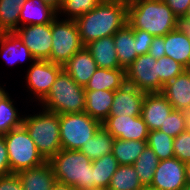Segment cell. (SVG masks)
Wrapping results in <instances>:
<instances>
[{
    "label": "cell",
    "instance_id": "cell-1",
    "mask_svg": "<svg viewBox=\"0 0 190 190\" xmlns=\"http://www.w3.org/2000/svg\"><path fill=\"white\" fill-rule=\"evenodd\" d=\"M75 21L85 46L93 40L113 36L123 28L128 21V4L101 1Z\"/></svg>",
    "mask_w": 190,
    "mask_h": 190
},
{
    "label": "cell",
    "instance_id": "cell-2",
    "mask_svg": "<svg viewBox=\"0 0 190 190\" xmlns=\"http://www.w3.org/2000/svg\"><path fill=\"white\" fill-rule=\"evenodd\" d=\"M127 24L160 37L178 28L180 20L163 0H131Z\"/></svg>",
    "mask_w": 190,
    "mask_h": 190
},
{
    "label": "cell",
    "instance_id": "cell-3",
    "mask_svg": "<svg viewBox=\"0 0 190 190\" xmlns=\"http://www.w3.org/2000/svg\"><path fill=\"white\" fill-rule=\"evenodd\" d=\"M48 162L57 181L78 190L95 188L92 161L80 150L61 149Z\"/></svg>",
    "mask_w": 190,
    "mask_h": 190
},
{
    "label": "cell",
    "instance_id": "cell-4",
    "mask_svg": "<svg viewBox=\"0 0 190 190\" xmlns=\"http://www.w3.org/2000/svg\"><path fill=\"white\" fill-rule=\"evenodd\" d=\"M40 104L42 109L57 114L82 113L86 105L85 89L63 69Z\"/></svg>",
    "mask_w": 190,
    "mask_h": 190
},
{
    "label": "cell",
    "instance_id": "cell-5",
    "mask_svg": "<svg viewBox=\"0 0 190 190\" xmlns=\"http://www.w3.org/2000/svg\"><path fill=\"white\" fill-rule=\"evenodd\" d=\"M41 112L23 117V126L33 139L38 152L48 161L61 149L60 114L41 109Z\"/></svg>",
    "mask_w": 190,
    "mask_h": 190
},
{
    "label": "cell",
    "instance_id": "cell-6",
    "mask_svg": "<svg viewBox=\"0 0 190 190\" xmlns=\"http://www.w3.org/2000/svg\"><path fill=\"white\" fill-rule=\"evenodd\" d=\"M4 140L7 146L11 173L17 174L46 162L23 125L5 134Z\"/></svg>",
    "mask_w": 190,
    "mask_h": 190
},
{
    "label": "cell",
    "instance_id": "cell-7",
    "mask_svg": "<svg viewBox=\"0 0 190 190\" xmlns=\"http://www.w3.org/2000/svg\"><path fill=\"white\" fill-rule=\"evenodd\" d=\"M102 124L86 112L60 114V142L62 149L80 150Z\"/></svg>",
    "mask_w": 190,
    "mask_h": 190
},
{
    "label": "cell",
    "instance_id": "cell-8",
    "mask_svg": "<svg viewBox=\"0 0 190 190\" xmlns=\"http://www.w3.org/2000/svg\"><path fill=\"white\" fill-rule=\"evenodd\" d=\"M59 15L51 23L52 49L50 62L64 65L84 45L81 42L75 20L61 19Z\"/></svg>",
    "mask_w": 190,
    "mask_h": 190
},
{
    "label": "cell",
    "instance_id": "cell-9",
    "mask_svg": "<svg viewBox=\"0 0 190 190\" xmlns=\"http://www.w3.org/2000/svg\"><path fill=\"white\" fill-rule=\"evenodd\" d=\"M126 83L145 93H159L157 59L149 53L137 56L125 69Z\"/></svg>",
    "mask_w": 190,
    "mask_h": 190
},
{
    "label": "cell",
    "instance_id": "cell-10",
    "mask_svg": "<svg viewBox=\"0 0 190 190\" xmlns=\"http://www.w3.org/2000/svg\"><path fill=\"white\" fill-rule=\"evenodd\" d=\"M26 74V88L33 94L34 101L41 102L49 93L63 66L49 60H35ZM35 97V98H34Z\"/></svg>",
    "mask_w": 190,
    "mask_h": 190
},
{
    "label": "cell",
    "instance_id": "cell-11",
    "mask_svg": "<svg viewBox=\"0 0 190 190\" xmlns=\"http://www.w3.org/2000/svg\"><path fill=\"white\" fill-rule=\"evenodd\" d=\"M15 33L36 60H48L50 58L52 49L51 23L21 26Z\"/></svg>",
    "mask_w": 190,
    "mask_h": 190
},
{
    "label": "cell",
    "instance_id": "cell-12",
    "mask_svg": "<svg viewBox=\"0 0 190 190\" xmlns=\"http://www.w3.org/2000/svg\"><path fill=\"white\" fill-rule=\"evenodd\" d=\"M102 126L114 137L121 140H147L149 130L140 116H108Z\"/></svg>",
    "mask_w": 190,
    "mask_h": 190
},
{
    "label": "cell",
    "instance_id": "cell-13",
    "mask_svg": "<svg viewBox=\"0 0 190 190\" xmlns=\"http://www.w3.org/2000/svg\"><path fill=\"white\" fill-rule=\"evenodd\" d=\"M186 184L185 163L173 157L159 161L150 186L159 190H181Z\"/></svg>",
    "mask_w": 190,
    "mask_h": 190
},
{
    "label": "cell",
    "instance_id": "cell-14",
    "mask_svg": "<svg viewBox=\"0 0 190 190\" xmlns=\"http://www.w3.org/2000/svg\"><path fill=\"white\" fill-rule=\"evenodd\" d=\"M145 95V92L125 83L121 88L114 91L109 116H140Z\"/></svg>",
    "mask_w": 190,
    "mask_h": 190
},
{
    "label": "cell",
    "instance_id": "cell-15",
    "mask_svg": "<svg viewBox=\"0 0 190 190\" xmlns=\"http://www.w3.org/2000/svg\"><path fill=\"white\" fill-rule=\"evenodd\" d=\"M172 110L173 106L161 93H146L141 117L149 131L159 130Z\"/></svg>",
    "mask_w": 190,
    "mask_h": 190
},
{
    "label": "cell",
    "instance_id": "cell-16",
    "mask_svg": "<svg viewBox=\"0 0 190 190\" xmlns=\"http://www.w3.org/2000/svg\"><path fill=\"white\" fill-rule=\"evenodd\" d=\"M97 68L98 65L85 46L63 65V69L70 77L83 87L89 82Z\"/></svg>",
    "mask_w": 190,
    "mask_h": 190
},
{
    "label": "cell",
    "instance_id": "cell-17",
    "mask_svg": "<svg viewBox=\"0 0 190 190\" xmlns=\"http://www.w3.org/2000/svg\"><path fill=\"white\" fill-rule=\"evenodd\" d=\"M161 94L171 103L174 110L190 111V77L186 71L167 82Z\"/></svg>",
    "mask_w": 190,
    "mask_h": 190
},
{
    "label": "cell",
    "instance_id": "cell-18",
    "mask_svg": "<svg viewBox=\"0 0 190 190\" xmlns=\"http://www.w3.org/2000/svg\"><path fill=\"white\" fill-rule=\"evenodd\" d=\"M57 16L58 12L42 0H27L21 7L19 27L50 24Z\"/></svg>",
    "mask_w": 190,
    "mask_h": 190
},
{
    "label": "cell",
    "instance_id": "cell-19",
    "mask_svg": "<svg viewBox=\"0 0 190 190\" xmlns=\"http://www.w3.org/2000/svg\"><path fill=\"white\" fill-rule=\"evenodd\" d=\"M24 190H52L56 177L48 161L17 173Z\"/></svg>",
    "mask_w": 190,
    "mask_h": 190
},
{
    "label": "cell",
    "instance_id": "cell-20",
    "mask_svg": "<svg viewBox=\"0 0 190 190\" xmlns=\"http://www.w3.org/2000/svg\"><path fill=\"white\" fill-rule=\"evenodd\" d=\"M165 55L185 68L190 66V37L179 26L164 36Z\"/></svg>",
    "mask_w": 190,
    "mask_h": 190
},
{
    "label": "cell",
    "instance_id": "cell-21",
    "mask_svg": "<svg viewBox=\"0 0 190 190\" xmlns=\"http://www.w3.org/2000/svg\"><path fill=\"white\" fill-rule=\"evenodd\" d=\"M92 55L98 68L117 69L121 68L116 54L113 36L93 40L85 45Z\"/></svg>",
    "mask_w": 190,
    "mask_h": 190
},
{
    "label": "cell",
    "instance_id": "cell-22",
    "mask_svg": "<svg viewBox=\"0 0 190 190\" xmlns=\"http://www.w3.org/2000/svg\"><path fill=\"white\" fill-rule=\"evenodd\" d=\"M0 55L5 58L6 63L15 64L18 61L30 60L34 62L28 47L22 42L15 32H4L0 35Z\"/></svg>",
    "mask_w": 190,
    "mask_h": 190
},
{
    "label": "cell",
    "instance_id": "cell-23",
    "mask_svg": "<svg viewBox=\"0 0 190 190\" xmlns=\"http://www.w3.org/2000/svg\"><path fill=\"white\" fill-rule=\"evenodd\" d=\"M85 94L86 105L84 112L102 124L110 115L114 91L85 90Z\"/></svg>",
    "mask_w": 190,
    "mask_h": 190
},
{
    "label": "cell",
    "instance_id": "cell-24",
    "mask_svg": "<svg viewBox=\"0 0 190 190\" xmlns=\"http://www.w3.org/2000/svg\"><path fill=\"white\" fill-rule=\"evenodd\" d=\"M116 54L121 68L126 69L137 57L134 29L126 24L113 35Z\"/></svg>",
    "mask_w": 190,
    "mask_h": 190
},
{
    "label": "cell",
    "instance_id": "cell-25",
    "mask_svg": "<svg viewBox=\"0 0 190 190\" xmlns=\"http://www.w3.org/2000/svg\"><path fill=\"white\" fill-rule=\"evenodd\" d=\"M126 83L125 69L97 68L84 87L85 90L116 91Z\"/></svg>",
    "mask_w": 190,
    "mask_h": 190
},
{
    "label": "cell",
    "instance_id": "cell-26",
    "mask_svg": "<svg viewBox=\"0 0 190 190\" xmlns=\"http://www.w3.org/2000/svg\"><path fill=\"white\" fill-rule=\"evenodd\" d=\"M0 86V135H5L23 124V115L14 106L8 92Z\"/></svg>",
    "mask_w": 190,
    "mask_h": 190
},
{
    "label": "cell",
    "instance_id": "cell-27",
    "mask_svg": "<svg viewBox=\"0 0 190 190\" xmlns=\"http://www.w3.org/2000/svg\"><path fill=\"white\" fill-rule=\"evenodd\" d=\"M115 138L101 125L80 151L91 161L112 153Z\"/></svg>",
    "mask_w": 190,
    "mask_h": 190
},
{
    "label": "cell",
    "instance_id": "cell-28",
    "mask_svg": "<svg viewBox=\"0 0 190 190\" xmlns=\"http://www.w3.org/2000/svg\"><path fill=\"white\" fill-rule=\"evenodd\" d=\"M147 146V140H121L115 138L112 154L119 165H133Z\"/></svg>",
    "mask_w": 190,
    "mask_h": 190
},
{
    "label": "cell",
    "instance_id": "cell-29",
    "mask_svg": "<svg viewBox=\"0 0 190 190\" xmlns=\"http://www.w3.org/2000/svg\"><path fill=\"white\" fill-rule=\"evenodd\" d=\"M95 188L107 190L113 174L119 166L112 153L92 161Z\"/></svg>",
    "mask_w": 190,
    "mask_h": 190
},
{
    "label": "cell",
    "instance_id": "cell-30",
    "mask_svg": "<svg viewBox=\"0 0 190 190\" xmlns=\"http://www.w3.org/2000/svg\"><path fill=\"white\" fill-rule=\"evenodd\" d=\"M143 187L133 165H119L107 190H141Z\"/></svg>",
    "mask_w": 190,
    "mask_h": 190
},
{
    "label": "cell",
    "instance_id": "cell-31",
    "mask_svg": "<svg viewBox=\"0 0 190 190\" xmlns=\"http://www.w3.org/2000/svg\"><path fill=\"white\" fill-rule=\"evenodd\" d=\"M159 161L153 150L146 146L143 152L138 156V159L134 162L133 167L143 186L151 185Z\"/></svg>",
    "mask_w": 190,
    "mask_h": 190
},
{
    "label": "cell",
    "instance_id": "cell-32",
    "mask_svg": "<svg viewBox=\"0 0 190 190\" xmlns=\"http://www.w3.org/2000/svg\"><path fill=\"white\" fill-rule=\"evenodd\" d=\"M174 138L161 130L149 131L147 137V146L157 155L159 160H165L174 157L173 150Z\"/></svg>",
    "mask_w": 190,
    "mask_h": 190
},
{
    "label": "cell",
    "instance_id": "cell-33",
    "mask_svg": "<svg viewBox=\"0 0 190 190\" xmlns=\"http://www.w3.org/2000/svg\"><path fill=\"white\" fill-rule=\"evenodd\" d=\"M159 93L163 86L185 71V67L166 55L157 59Z\"/></svg>",
    "mask_w": 190,
    "mask_h": 190
},
{
    "label": "cell",
    "instance_id": "cell-34",
    "mask_svg": "<svg viewBox=\"0 0 190 190\" xmlns=\"http://www.w3.org/2000/svg\"><path fill=\"white\" fill-rule=\"evenodd\" d=\"M101 0H61V8L58 15L66 14L69 20H76L84 13L91 11Z\"/></svg>",
    "mask_w": 190,
    "mask_h": 190
},
{
    "label": "cell",
    "instance_id": "cell-35",
    "mask_svg": "<svg viewBox=\"0 0 190 190\" xmlns=\"http://www.w3.org/2000/svg\"><path fill=\"white\" fill-rule=\"evenodd\" d=\"M21 7L18 4L3 3L0 0V31L15 32L19 28Z\"/></svg>",
    "mask_w": 190,
    "mask_h": 190
},
{
    "label": "cell",
    "instance_id": "cell-36",
    "mask_svg": "<svg viewBox=\"0 0 190 190\" xmlns=\"http://www.w3.org/2000/svg\"><path fill=\"white\" fill-rule=\"evenodd\" d=\"M186 122L187 112L173 109L159 130L175 138L182 132L186 131Z\"/></svg>",
    "mask_w": 190,
    "mask_h": 190
},
{
    "label": "cell",
    "instance_id": "cell-37",
    "mask_svg": "<svg viewBox=\"0 0 190 190\" xmlns=\"http://www.w3.org/2000/svg\"><path fill=\"white\" fill-rule=\"evenodd\" d=\"M174 157L181 162L187 163L190 161V132L184 131L174 138L173 141Z\"/></svg>",
    "mask_w": 190,
    "mask_h": 190
},
{
    "label": "cell",
    "instance_id": "cell-38",
    "mask_svg": "<svg viewBox=\"0 0 190 190\" xmlns=\"http://www.w3.org/2000/svg\"><path fill=\"white\" fill-rule=\"evenodd\" d=\"M154 36L150 35L144 30L134 29V39L137 45V56L146 54L149 52L150 45Z\"/></svg>",
    "mask_w": 190,
    "mask_h": 190
},
{
    "label": "cell",
    "instance_id": "cell-39",
    "mask_svg": "<svg viewBox=\"0 0 190 190\" xmlns=\"http://www.w3.org/2000/svg\"><path fill=\"white\" fill-rule=\"evenodd\" d=\"M0 190H24L21 179L16 173L0 177Z\"/></svg>",
    "mask_w": 190,
    "mask_h": 190
},
{
    "label": "cell",
    "instance_id": "cell-40",
    "mask_svg": "<svg viewBox=\"0 0 190 190\" xmlns=\"http://www.w3.org/2000/svg\"><path fill=\"white\" fill-rule=\"evenodd\" d=\"M11 174L4 135H0V177Z\"/></svg>",
    "mask_w": 190,
    "mask_h": 190
},
{
    "label": "cell",
    "instance_id": "cell-41",
    "mask_svg": "<svg viewBox=\"0 0 190 190\" xmlns=\"http://www.w3.org/2000/svg\"><path fill=\"white\" fill-rule=\"evenodd\" d=\"M167 6L172 10V12L180 20L182 19L190 5V0H163Z\"/></svg>",
    "mask_w": 190,
    "mask_h": 190
},
{
    "label": "cell",
    "instance_id": "cell-42",
    "mask_svg": "<svg viewBox=\"0 0 190 190\" xmlns=\"http://www.w3.org/2000/svg\"><path fill=\"white\" fill-rule=\"evenodd\" d=\"M148 53L155 59L165 56L164 36L153 38Z\"/></svg>",
    "mask_w": 190,
    "mask_h": 190
},
{
    "label": "cell",
    "instance_id": "cell-43",
    "mask_svg": "<svg viewBox=\"0 0 190 190\" xmlns=\"http://www.w3.org/2000/svg\"><path fill=\"white\" fill-rule=\"evenodd\" d=\"M52 190H78L77 188L70 186L68 184L61 183L56 180L54 183Z\"/></svg>",
    "mask_w": 190,
    "mask_h": 190
},
{
    "label": "cell",
    "instance_id": "cell-44",
    "mask_svg": "<svg viewBox=\"0 0 190 190\" xmlns=\"http://www.w3.org/2000/svg\"><path fill=\"white\" fill-rule=\"evenodd\" d=\"M45 4H48L52 8H54L57 12L61 8V0H42Z\"/></svg>",
    "mask_w": 190,
    "mask_h": 190
},
{
    "label": "cell",
    "instance_id": "cell-45",
    "mask_svg": "<svg viewBox=\"0 0 190 190\" xmlns=\"http://www.w3.org/2000/svg\"><path fill=\"white\" fill-rule=\"evenodd\" d=\"M179 26L190 37V20H180Z\"/></svg>",
    "mask_w": 190,
    "mask_h": 190
},
{
    "label": "cell",
    "instance_id": "cell-46",
    "mask_svg": "<svg viewBox=\"0 0 190 190\" xmlns=\"http://www.w3.org/2000/svg\"><path fill=\"white\" fill-rule=\"evenodd\" d=\"M3 3L18 4V7H22L27 0H1Z\"/></svg>",
    "mask_w": 190,
    "mask_h": 190
},
{
    "label": "cell",
    "instance_id": "cell-47",
    "mask_svg": "<svg viewBox=\"0 0 190 190\" xmlns=\"http://www.w3.org/2000/svg\"><path fill=\"white\" fill-rule=\"evenodd\" d=\"M185 167H186V181H187V185L190 186V161L185 163Z\"/></svg>",
    "mask_w": 190,
    "mask_h": 190
},
{
    "label": "cell",
    "instance_id": "cell-48",
    "mask_svg": "<svg viewBox=\"0 0 190 190\" xmlns=\"http://www.w3.org/2000/svg\"><path fill=\"white\" fill-rule=\"evenodd\" d=\"M186 130L190 132V111L187 112Z\"/></svg>",
    "mask_w": 190,
    "mask_h": 190
},
{
    "label": "cell",
    "instance_id": "cell-49",
    "mask_svg": "<svg viewBox=\"0 0 190 190\" xmlns=\"http://www.w3.org/2000/svg\"><path fill=\"white\" fill-rule=\"evenodd\" d=\"M101 1L120 2V3H126V4H128L131 0H101Z\"/></svg>",
    "mask_w": 190,
    "mask_h": 190
},
{
    "label": "cell",
    "instance_id": "cell-50",
    "mask_svg": "<svg viewBox=\"0 0 190 190\" xmlns=\"http://www.w3.org/2000/svg\"><path fill=\"white\" fill-rule=\"evenodd\" d=\"M180 20H190V5L188 7V10H187L185 16Z\"/></svg>",
    "mask_w": 190,
    "mask_h": 190
},
{
    "label": "cell",
    "instance_id": "cell-51",
    "mask_svg": "<svg viewBox=\"0 0 190 190\" xmlns=\"http://www.w3.org/2000/svg\"><path fill=\"white\" fill-rule=\"evenodd\" d=\"M141 190H159V189L148 185V186H143Z\"/></svg>",
    "mask_w": 190,
    "mask_h": 190
},
{
    "label": "cell",
    "instance_id": "cell-52",
    "mask_svg": "<svg viewBox=\"0 0 190 190\" xmlns=\"http://www.w3.org/2000/svg\"><path fill=\"white\" fill-rule=\"evenodd\" d=\"M181 190H190V186L186 184Z\"/></svg>",
    "mask_w": 190,
    "mask_h": 190
},
{
    "label": "cell",
    "instance_id": "cell-53",
    "mask_svg": "<svg viewBox=\"0 0 190 190\" xmlns=\"http://www.w3.org/2000/svg\"><path fill=\"white\" fill-rule=\"evenodd\" d=\"M185 71L187 72V74H188L189 77H190V66H188L187 68H185Z\"/></svg>",
    "mask_w": 190,
    "mask_h": 190
},
{
    "label": "cell",
    "instance_id": "cell-54",
    "mask_svg": "<svg viewBox=\"0 0 190 190\" xmlns=\"http://www.w3.org/2000/svg\"><path fill=\"white\" fill-rule=\"evenodd\" d=\"M83 190H104V189L90 188V189H83Z\"/></svg>",
    "mask_w": 190,
    "mask_h": 190
}]
</instances>
